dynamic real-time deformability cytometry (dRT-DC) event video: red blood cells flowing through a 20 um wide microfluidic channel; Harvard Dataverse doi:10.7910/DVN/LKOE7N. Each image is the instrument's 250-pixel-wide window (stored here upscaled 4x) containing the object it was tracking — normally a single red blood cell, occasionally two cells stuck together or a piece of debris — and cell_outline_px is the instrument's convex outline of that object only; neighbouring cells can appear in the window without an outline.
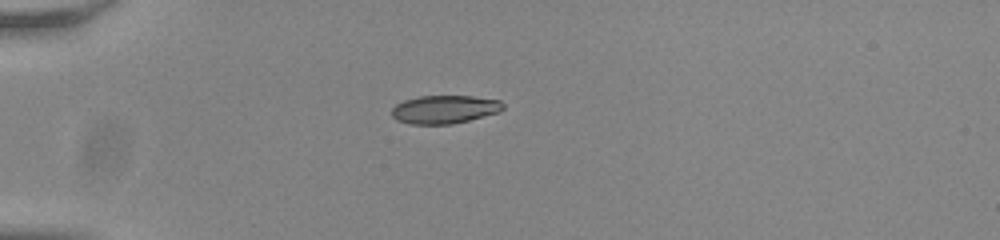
{"species": "common noctule bat (a hibernating species)", "species_latin": "Nyctalus noctula", "temperature_condition": "room temperature", "stored_images_in_passage": 40, "camera_frame_rate_fps": 3000, "um_per_image_px": 0.085, "animal": {"sex": "male", "body_mass_g": 20.0, "forearm_length_mm": 53.3}, "frame": {"image": 1, "passage_image": 1, "time_ms": 0.0, "image_size_px": [1000, 240], "cell_outline_px": [[504, 108], [500, 112], [452, 124], [412, 124], [396, 120], [392, 116], [392, 108], [396, 104], [404, 100], [420, 96], [472, 96], [500, 100], [504, 104]], "centroid_in_image_um": [37.79, 9.29], "position_along_channel_um": 47.2, "area_um2": 18.32}}
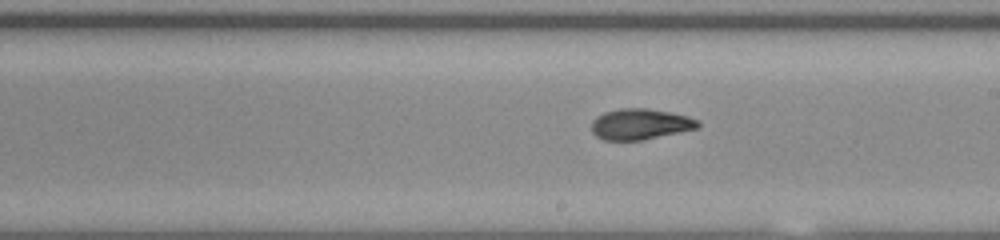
{"frame": {"image": 2, "passage_image": 18, "time_ms": 5.667, "image_size_px": [1000, 240], "cell_outline_px": [[700, 124], [696, 128], [680, 132], [640, 140], [604, 140], [596, 136], [592, 132], [592, 120], [596, 116], [604, 112], [620, 108], [648, 108], [688, 116], [700, 120]], "centroid_in_image_um": [54.4, 10.54], "position_along_channel_um": 234.6, "area_um2": 19.07}}
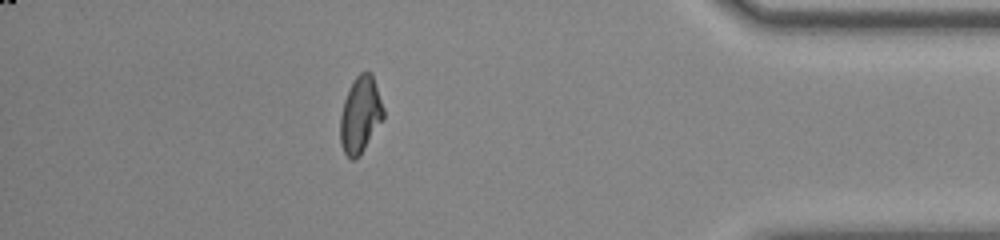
{"frame": {"image": 3, "passage_image": 34, "time_ms": 11.0, "image_size_px": [1000, 240], "cell_outline_px": [[384, 116], [364, 148], [352, 160], [344, 152], [340, 144], [340, 116], [344, 100], [348, 88], [356, 76], [360, 72], [372, 72], [384, 108]], "centroid_in_image_um": [30.61, 9.7], "position_along_channel_um": 404.6, "area_um2": 18.96}, "authors_computed_cell_mechanics": {"area_um2": 19.1607, "velocity_mm_per_s": 3.8317, "shape_relaxation_time_tau1_ms": 9.3694, "shape_relaxation_time_tau2_ms": 1.7291, "deformation_change_tau1": 0.2309, "deformation_change_tau2": 0.0647}}